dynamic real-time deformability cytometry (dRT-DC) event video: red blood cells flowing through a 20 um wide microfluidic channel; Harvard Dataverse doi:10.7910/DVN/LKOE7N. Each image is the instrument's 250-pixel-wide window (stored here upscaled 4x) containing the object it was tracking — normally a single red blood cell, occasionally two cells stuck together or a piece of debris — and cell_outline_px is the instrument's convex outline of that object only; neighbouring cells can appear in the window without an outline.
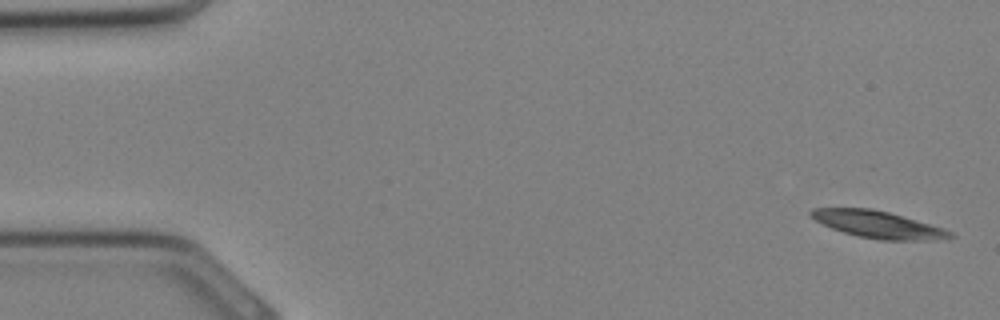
{"species": "Egyptian fruit bat (a non-hibernating species)", "species_latin": "Rousettus aegyptiacus", "temperature_condition": "cold", "stored_images_in_passage": 34, "segment_of_instrument_passage": [1, 2], "camera_frame_rate_fps": 3000, "um_per_image_px": 0.085, "animal": {"sex": "female"}, "frame": {"image": 1, "passage_image": 1, "time_ms": 0.0, "image_size_px": [1000, 320], "cell_outline_px": [[956, 236], [932, 240], [880, 240], [860, 236], [844, 232], [832, 228], [808, 216], [808, 212], [812, 208], [872, 208], [888, 212], [944, 228], [952, 232]], "centroid_in_image_um": [74.62, 19.07], "position_along_channel_um": 10.4, "area_um2": 21.73}}
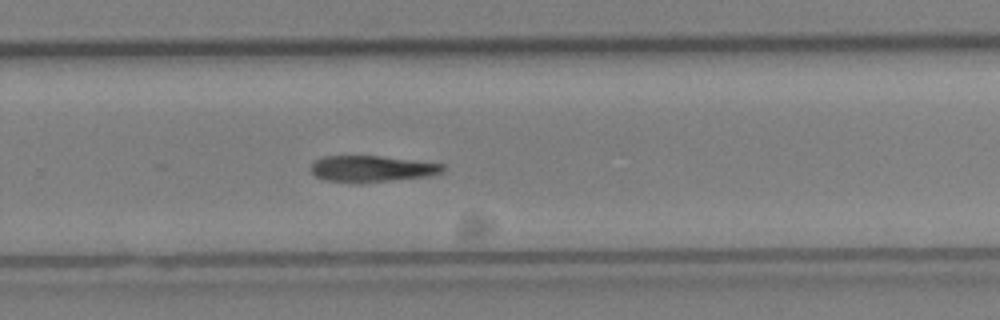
{"frame": {"image": 2, "passage_image": 22, "time_ms": 7.0, "image_size_px": [1000, 320], "cell_outline_px": [[444, 172], [432, 176], [388, 180], [324, 180], [316, 176], [308, 168], [316, 160], [324, 156], [380, 156], [444, 164]], "centroid_in_image_um": [31.64, 14.31], "position_along_channel_um": 298.2, "area_um2": 19.42}}
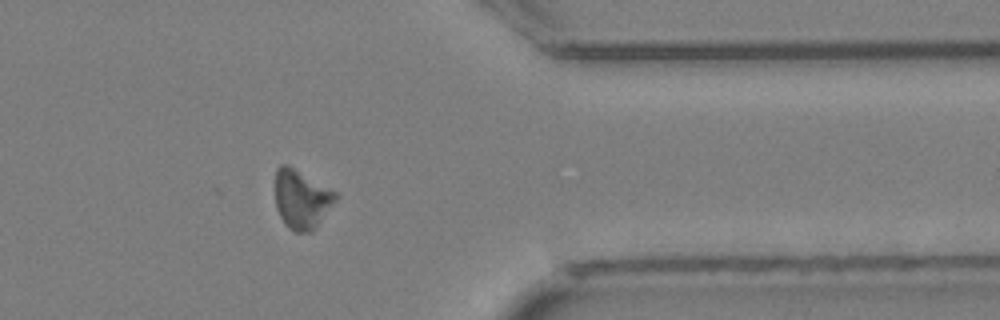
{"frame": {"image": 3, "passage_image": 27, "time_ms": 8.667, "image_size_px": [1000, 320], "cell_outline_px": [[340, 196], [316, 228], [312, 232], [296, 232], [288, 228], [280, 216], [276, 208], [276, 168], [280, 164], [288, 164], [336, 192]], "centroid_in_image_um": [25.65, 16.94], "position_along_channel_um": 385.7, "area_um2": 20.87}}